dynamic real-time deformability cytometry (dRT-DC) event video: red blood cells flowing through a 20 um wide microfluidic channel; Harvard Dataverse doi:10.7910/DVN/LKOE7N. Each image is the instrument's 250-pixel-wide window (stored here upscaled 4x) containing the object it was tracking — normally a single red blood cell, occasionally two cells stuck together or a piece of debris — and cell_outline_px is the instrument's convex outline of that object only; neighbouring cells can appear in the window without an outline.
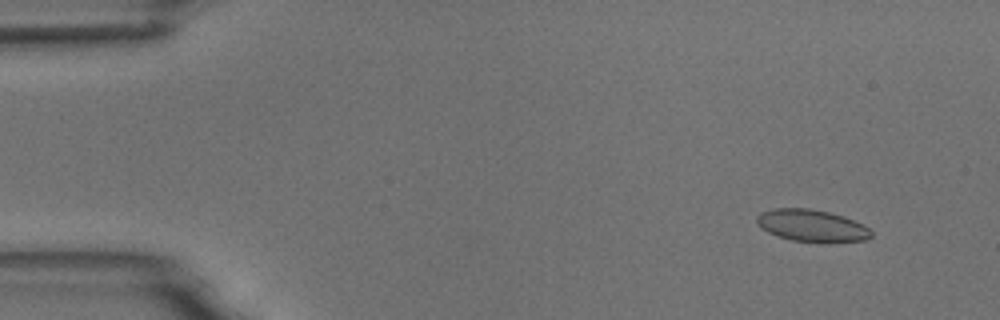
{"species": "common noctule bat (a hibernating species)", "species_latin": "Nyctalus noctula", "temperature_condition": "room temperature", "stored_images_in_passage": 5, "camera_frame_rate_fps": 3000, "um_per_image_px": 0.085, "animal": {"sex": "male", "body_mass_g": 18.8}, "frame": {"image": 1, "passage_image": 2, "time_ms": 1.333, "image_size_px": [1000, 320], "cell_outline_px": [[872, 236], [864, 240], [828, 244], [792, 240], [768, 232], [760, 228], [756, 220], [756, 216], [760, 212], [772, 208], [808, 208], [828, 212], [844, 216], [868, 228], [872, 232]], "centroid_in_image_um": [68.99, 19.19], "position_along_channel_um": 16.0, "area_um2": 21.62}}
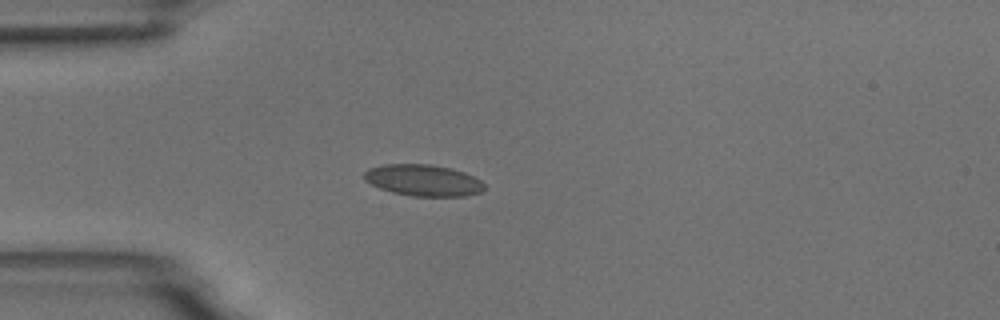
{"frame": {"image": 2, "passage_image": 5, "time_ms": 4.667, "image_size_px": [1000, 320], "cell_outline_px": [[484, 188], [480, 192], [464, 196], [412, 196], [392, 192], [380, 188], [364, 180], [364, 172], [368, 168], [384, 164], [432, 164], [452, 168], [464, 172], [480, 180], [484, 184]], "centroid_in_image_um": [35.96, 15.31], "position_along_channel_um": 49.0, "area_um2": 22.02}}